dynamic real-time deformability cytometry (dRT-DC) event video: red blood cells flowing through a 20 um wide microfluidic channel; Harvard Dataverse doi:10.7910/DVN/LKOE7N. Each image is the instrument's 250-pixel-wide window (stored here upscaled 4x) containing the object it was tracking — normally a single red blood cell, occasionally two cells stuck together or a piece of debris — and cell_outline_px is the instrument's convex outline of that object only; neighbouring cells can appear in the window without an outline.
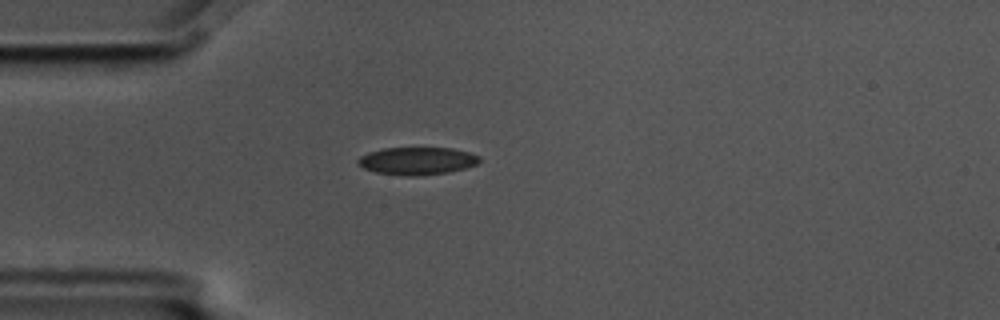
{"species": "common noctule bat (a hibernating species)", "species_latin": "Nyctalus noctula", "temperature_condition": "cold", "stored_images_in_passage": 1, "camera_frame_rate_fps": 3000, "um_per_image_px": 0.085, "animal": {"sex": "male", "body_mass_g": 17.5, "forearm_length_mm": 52.3}, "frame": {"image": 1, "passage_image": 1, "time_ms": 0.0, "image_size_px": [1000, 320], "cell_outline_px": [[480, 160], [476, 164], [468, 168], [448, 172], [416, 176], [408, 176], [376, 172], [364, 168], [356, 164], [356, 160], [360, 156], [368, 152], [384, 148], [452, 148], [468, 152], [480, 156]], "centroid_in_image_um": [35.44, 13.67], "position_along_channel_um": 49.6, "area_um2": 19.59}}